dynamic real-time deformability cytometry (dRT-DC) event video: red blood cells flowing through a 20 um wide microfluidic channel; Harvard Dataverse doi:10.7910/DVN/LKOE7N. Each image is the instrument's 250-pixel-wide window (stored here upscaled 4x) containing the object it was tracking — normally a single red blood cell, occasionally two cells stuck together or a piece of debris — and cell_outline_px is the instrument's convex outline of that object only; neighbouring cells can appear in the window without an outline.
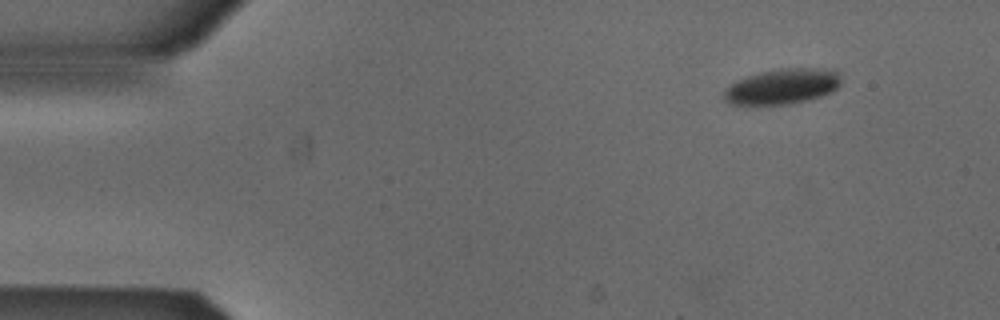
{"species": "Egyptian fruit bat (a non-hibernating species)", "species_latin": "Rousettus aegyptiacus", "temperature_condition": "cold", "stored_images_in_passage": 6, "camera_frame_rate_fps": 3000, "um_per_image_px": 0.085, "animal": {"sex": "male"}, "frame": {"image": 1, "passage_image": 1, "time_ms": 0.0, "image_size_px": [1000, 320], "cell_outline_px": [[840, 84], [832, 92], [808, 100], [788, 104], [728, 104], [724, 100], [724, 92], [736, 80], [760, 72], [780, 68], [828, 68], [840, 72]], "centroid_in_image_um": [66.54, 7.33], "position_along_channel_um": 18.5, "area_um2": 24.1}}
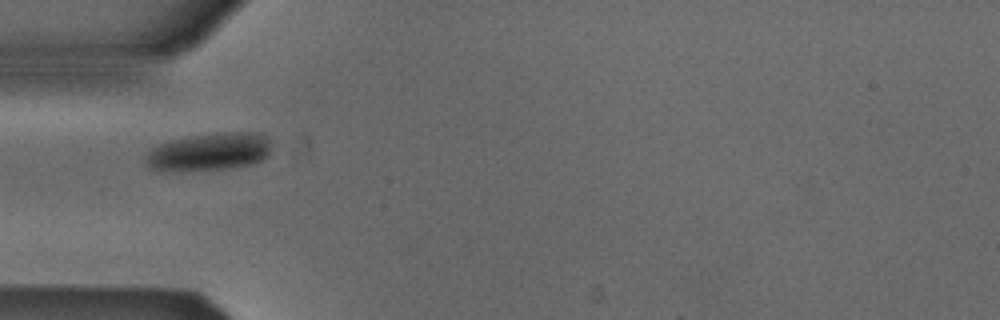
{"frame": {"image": 2, "passage_image": 4, "time_ms": 1.0, "image_size_px": [1000, 320], "cell_outline_px": [[276, 144], [268, 156], [252, 164], [232, 168], [180, 172], [156, 172], [148, 168], [144, 160], [144, 156], [152, 148], [160, 144], [172, 140], [192, 136], [216, 132], [256, 132], [272, 140]], "centroid_in_image_um": [17.78, 12.93], "position_along_channel_um": 67.2, "area_um2": 28.73}}
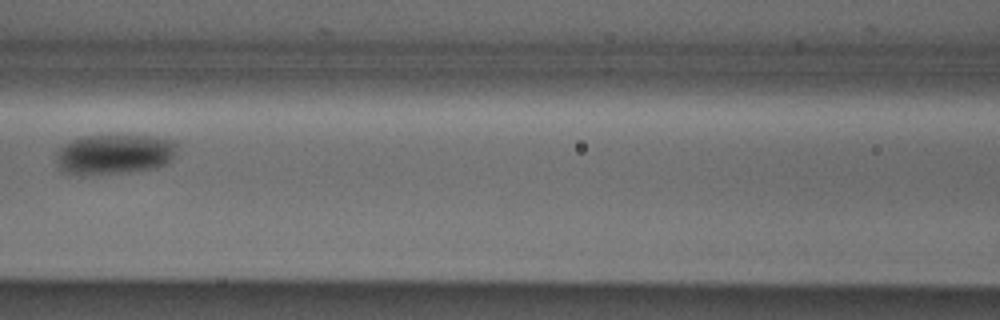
{"frame": {"image": 3, "passage_image": 6, "time_ms": 1.667, "image_size_px": [1000, 320], "cell_outline_px": [[176, 144], [172, 156], [168, 164], [156, 168], [128, 172], [88, 176], [64, 172], [60, 168], [56, 160], [56, 152], [64, 144], [72, 140], [84, 136], [148, 136], [176, 140]], "centroid_in_image_um": [9.7, 13.13], "position_along_channel_um": 156.9, "area_um2": 28.32}}